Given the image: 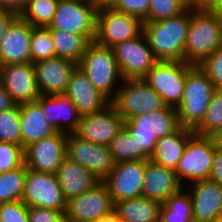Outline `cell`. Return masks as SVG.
Listing matches in <instances>:
<instances>
[{"mask_svg": "<svg viewBox=\"0 0 222 222\" xmlns=\"http://www.w3.org/2000/svg\"><path fill=\"white\" fill-rule=\"evenodd\" d=\"M64 95L74 104L80 116L99 112L111 103L78 66L70 75Z\"/></svg>", "mask_w": 222, "mask_h": 222, "instance_id": "44dd1931", "label": "cell"}, {"mask_svg": "<svg viewBox=\"0 0 222 222\" xmlns=\"http://www.w3.org/2000/svg\"><path fill=\"white\" fill-rule=\"evenodd\" d=\"M0 142H9L21 146L19 104L0 112Z\"/></svg>", "mask_w": 222, "mask_h": 222, "instance_id": "8d00e7d4", "label": "cell"}, {"mask_svg": "<svg viewBox=\"0 0 222 222\" xmlns=\"http://www.w3.org/2000/svg\"><path fill=\"white\" fill-rule=\"evenodd\" d=\"M183 188L174 170L159 166L151 160H145L142 197L163 204L171 195L180 192Z\"/></svg>", "mask_w": 222, "mask_h": 222, "instance_id": "603a6c76", "label": "cell"}, {"mask_svg": "<svg viewBox=\"0 0 222 222\" xmlns=\"http://www.w3.org/2000/svg\"><path fill=\"white\" fill-rule=\"evenodd\" d=\"M119 0H90L96 10L114 8Z\"/></svg>", "mask_w": 222, "mask_h": 222, "instance_id": "7dc6e473", "label": "cell"}, {"mask_svg": "<svg viewBox=\"0 0 222 222\" xmlns=\"http://www.w3.org/2000/svg\"><path fill=\"white\" fill-rule=\"evenodd\" d=\"M19 114L23 149L57 132L48 122L38 101L19 104Z\"/></svg>", "mask_w": 222, "mask_h": 222, "instance_id": "d4e9b609", "label": "cell"}, {"mask_svg": "<svg viewBox=\"0 0 222 222\" xmlns=\"http://www.w3.org/2000/svg\"><path fill=\"white\" fill-rule=\"evenodd\" d=\"M193 134L192 129L180 127L173 134L159 138L156 151L150 160L159 166L175 171L180 158L183 156L186 142Z\"/></svg>", "mask_w": 222, "mask_h": 222, "instance_id": "4316f807", "label": "cell"}, {"mask_svg": "<svg viewBox=\"0 0 222 222\" xmlns=\"http://www.w3.org/2000/svg\"><path fill=\"white\" fill-rule=\"evenodd\" d=\"M33 26L17 16L0 40V65L31 63V34Z\"/></svg>", "mask_w": 222, "mask_h": 222, "instance_id": "d6986e66", "label": "cell"}, {"mask_svg": "<svg viewBox=\"0 0 222 222\" xmlns=\"http://www.w3.org/2000/svg\"><path fill=\"white\" fill-rule=\"evenodd\" d=\"M37 101L41 104L48 122L57 131L69 134L77 130L80 115L64 94L40 95Z\"/></svg>", "mask_w": 222, "mask_h": 222, "instance_id": "cb8c5ba5", "label": "cell"}, {"mask_svg": "<svg viewBox=\"0 0 222 222\" xmlns=\"http://www.w3.org/2000/svg\"><path fill=\"white\" fill-rule=\"evenodd\" d=\"M56 57L71 60L78 64L87 46L91 43L86 37L71 32L51 29Z\"/></svg>", "mask_w": 222, "mask_h": 222, "instance_id": "f1b7e54d", "label": "cell"}, {"mask_svg": "<svg viewBox=\"0 0 222 222\" xmlns=\"http://www.w3.org/2000/svg\"><path fill=\"white\" fill-rule=\"evenodd\" d=\"M112 222H121L114 211L112 212Z\"/></svg>", "mask_w": 222, "mask_h": 222, "instance_id": "f5cc1de1", "label": "cell"}, {"mask_svg": "<svg viewBox=\"0 0 222 222\" xmlns=\"http://www.w3.org/2000/svg\"><path fill=\"white\" fill-rule=\"evenodd\" d=\"M186 188L189 189L193 204L194 222H216L222 219V186L219 183L208 179Z\"/></svg>", "mask_w": 222, "mask_h": 222, "instance_id": "7402d4cb", "label": "cell"}, {"mask_svg": "<svg viewBox=\"0 0 222 222\" xmlns=\"http://www.w3.org/2000/svg\"><path fill=\"white\" fill-rule=\"evenodd\" d=\"M115 163L142 160V148L123 126L109 144Z\"/></svg>", "mask_w": 222, "mask_h": 222, "instance_id": "d6a6232c", "label": "cell"}, {"mask_svg": "<svg viewBox=\"0 0 222 222\" xmlns=\"http://www.w3.org/2000/svg\"><path fill=\"white\" fill-rule=\"evenodd\" d=\"M27 0H0V9L8 10L19 16L26 6Z\"/></svg>", "mask_w": 222, "mask_h": 222, "instance_id": "ee69618b", "label": "cell"}, {"mask_svg": "<svg viewBox=\"0 0 222 222\" xmlns=\"http://www.w3.org/2000/svg\"><path fill=\"white\" fill-rule=\"evenodd\" d=\"M219 129H222V89L217 88L202 122L193 131L196 135L210 137Z\"/></svg>", "mask_w": 222, "mask_h": 222, "instance_id": "836d02e7", "label": "cell"}, {"mask_svg": "<svg viewBox=\"0 0 222 222\" xmlns=\"http://www.w3.org/2000/svg\"><path fill=\"white\" fill-rule=\"evenodd\" d=\"M211 0H196V7H205Z\"/></svg>", "mask_w": 222, "mask_h": 222, "instance_id": "f907efd6", "label": "cell"}, {"mask_svg": "<svg viewBox=\"0 0 222 222\" xmlns=\"http://www.w3.org/2000/svg\"><path fill=\"white\" fill-rule=\"evenodd\" d=\"M210 137L213 140L215 148L222 151V129H219Z\"/></svg>", "mask_w": 222, "mask_h": 222, "instance_id": "681fc988", "label": "cell"}, {"mask_svg": "<svg viewBox=\"0 0 222 222\" xmlns=\"http://www.w3.org/2000/svg\"><path fill=\"white\" fill-rule=\"evenodd\" d=\"M29 222H65L61 211L41 207H28Z\"/></svg>", "mask_w": 222, "mask_h": 222, "instance_id": "b9f144b4", "label": "cell"}, {"mask_svg": "<svg viewBox=\"0 0 222 222\" xmlns=\"http://www.w3.org/2000/svg\"><path fill=\"white\" fill-rule=\"evenodd\" d=\"M123 126V118L110 103L99 112L80 116L79 125L74 134L94 144L109 146Z\"/></svg>", "mask_w": 222, "mask_h": 222, "instance_id": "e0dca14e", "label": "cell"}, {"mask_svg": "<svg viewBox=\"0 0 222 222\" xmlns=\"http://www.w3.org/2000/svg\"><path fill=\"white\" fill-rule=\"evenodd\" d=\"M145 160L115 163L103 182L114 203L142 196Z\"/></svg>", "mask_w": 222, "mask_h": 222, "instance_id": "2e32d148", "label": "cell"}, {"mask_svg": "<svg viewBox=\"0 0 222 222\" xmlns=\"http://www.w3.org/2000/svg\"><path fill=\"white\" fill-rule=\"evenodd\" d=\"M209 179L222 186V151L216 149Z\"/></svg>", "mask_w": 222, "mask_h": 222, "instance_id": "7bdbcfd3", "label": "cell"}, {"mask_svg": "<svg viewBox=\"0 0 222 222\" xmlns=\"http://www.w3.org/2000/svg\"><path fill=\"white\" fill-rule=\"evenodd\" d=\"M188 7L187 0H150L148 13L143 22H157L175 17Z\"/></svg>", "mask_w": 222, "mask_h": 222, "instance_id": "d590c367", "label": "cell"}, {"mask_svg": "<svg viewBox=\"0 0 222 222\" xmlns=\"http://www.w3.org/2000/svg\"><path fill=\"white\" fill-rule=\"evenodd\" d=\"M198 67L207 75L216 88L222 89V43Z\"/></svg>", "mask_w": 222, "mask_h": 222, "instance_id": "f35d334b", "label": "cell"}, {"mask_svg": "<svg viewBox=\"0 0 222 222\" xmlns=\"http://www.w3.org/2000/svg\"><path fill=\"white\" fill-rule=\"evenodd\" d=\"M161 205L141 196L114 203V212L121 222H159Z\"/></svg>", "mask_w": 222, "mask_h": 222, "instance_id": "83f0119b", "label": "cell"}, {"mask_svg": "<svg viewBox=\"0 0 222 222\" xmlns=\"http://www.w3.org/2000/svg\"><path fill=\"white\" fill-rule=\"evenodd\" d=\"M76 66L73 61L59 57L33 63L40 95L64 94L70 75Z\"/></svg>", "mask_w": 222, "mask_h": 222, "instance_id": "ffe728a7", "label": "cell"}, {"mask_svg": "<svg viewBox=\"0 0 222 222\" xmlns=\"http://www.w3.org/2000/svg\"><path fill=\"white\" fill-rule=\"evenodd\" d=\"M216 89L198 65L187 73L182 99L175 108L180 127L194 130L202 122Z\"/></svg>", "mask_w": 222, "mask_h": 222, "instance_id": "5b68a950", "label": "cell"}, {"mask_svg": "<svg viewBox=\"0 0 222 222\" xmlns=\"http://www.w3.org/2000/svg\"><path fill=\"white\" fill-rule=\"evenodd\" d=\"M1 222H29L28 206L22 201L0 203Z\"/></svg>", "mask_w": 222, "mask_h": 222, "instance_id": "ab89813d", "label": "cell"}, {"mask_svg": "<svg viewBox=\"0 0 222 222\" xmlns=\"http://www.w3.org/2000/svg\"><path fill=\"white\" fill-rule=\"evenodd\" d=\"M59 0H27L26 6L19 15L35 27H49L56 12Z\"/></svg>", "mask_w": 222, "mask_h": 222, "instance_id": "1f68e13d", "label": "cell"}, {"mask_svg": "<svg viewBox=\"0 0 222 222\" xmlns=\"http://www.w3.org/2000/svg\"><path fill=\"white\" fill-rule=\"evenodd\" d=\"M149 3L150 0H119L114 9L144 21L148 13Z\"/></svg>", "mask_w": 222, "mask_h": 222, "instance_id": "60d3db41", "label": "cell"}, {"mask_svg": "<svg viewBox=\"0 0 222 222\" xmlns=\"http://www.w3.org/2000/svg\"><path fill=\"white\" fill-rule=\"evenodd\" d=\"M111 104L124 121L166 106L143 79H124Z\"/></svg>", "mask_w": 222, "mask_h": 222, "instance_id": "52a82bcc", "label": "cell"}, {"mask_svg": "<svg viewBox=\"0 0 222 222\" xmlns=\"http://www.w3.org/2000/svg\"><path fill=\"white\" fill-rule=\"evenodd\" d=\"M15 103L11 100L10 95L6 92L0 81V112L12 108Z\"/></svg>", "mask_w": 222, "mask_h": 222, "instance_id": "bcb514c9", "label": "cell"}, {"mask_svg": "<svg viewBox=\"0 0 222 222\" xmlns=\"http://www.w3.org/2000/svg\"><path fill=\"white\" fill-rule=\"evenodd\" d=\"M24 164V149L22 146L0 142V173H4Z\"/></svg>", "mask_w": 222, "mask_h": 222, "instance_id": "74e56055", "label": "cell"}, {"mask_svg": "<svg viewBox=\"0 0 222 222\" xmlns=\"http://www.w3.org/2000/svg\"><path fill=\"white\" fill-rule=\"evenodd\" d=\"M17 17V15L11 11L0 9V40L6 32V29L11 22Z\"/></svg>", "mask_w": 222, "mask_h": 222, "instance_id": "f6af8a7d", "label": "cell"}, {"mask_svg": "<svg viewBox=\"0 0 222 222\" xmlns=\"http://www.w3.org/2000/svg\"><path fill=\"white\" fill-rule=\"evenodd\" d=\"M0 81L15 104L37 101L40 97L32 63L0 65Z\"/></svg>", "mask_w": 222, "mask_h": 222, "instance_id": "ac0fdd59", "label": "cell"}, {"mask_svg": "<svg viewBox=\"0 0 222 222\" xmlns=\"http://www.w3.org/2000/svg\"><path fill=\"white\" fill-rule=\"evenodd\" d=\"M143 23V33L158 61H184L190 6L175 17Z\"/></svg>", "mask_w": 222, "mask_h": 222, "instance_id": "7a4b0ae2", "label": "cell"}, {"mask_svg": "<svg viewBox=\"0 0 222 222\" xmlns=\"http://www.w3.org/2000/svg\"><path fill=\"white\" fill-rule=\"evenodd\" d=\"M205 8L212 13L222 16V0H211Z\"/></svg>", "mask_w": 222, "mask_h": 222, "instance_id": "c3c4849f", "label": "cell"}, {"mask_svg": "<svg viewBox=\"0 0 222 222\" xmlns=\"http://www.w3.org/2000/svg\"><path fill=\"white\" fill-rule=\"evenodd\" d=\"M143 21L114 8L100 9L96 13L94 42L112 48L116 44L136 38L143 33Z\"/></svg>", "mask_w": 222, "mask_h": 222, "instance_id": "9c48e42d", "label": "cell"}, {"mask_svg": "<svg viewBox=\"0 0 222 222\" xmlns=\"http://www.w3.org/2000/svg\"><path fill=\"white\" fill-rule=\"evenodd\" d=\"M56 175L67 201L92 189L100 182L91 172L67 156L59 165Z\"/></svg>", "mask_w": 222, "mask_h": 222, "instance_id": "484cf974", "label": "cell"}, {"mask_svg": "<svg viewBox=\"0 0 222 222\" xmlns=\"http://www.w3.org/2000/svg\"><path fill=\"white\" fill-rule=\"evenodd\" d=\"M112 49L123 79H142L158 62L144 33Z\"/></svg>", "mask_w": 222, "mask_h": 222, "instance_id": "7c38bea8", "label": "cell"}, {"mask_svg": "<svg viewBox=\"0 0 222 222\" xmlns=\"http://www.w3.org/2000/svg\"><path fill=\"white\" fill-rule=\"evenodd\" d=\"M67 133L55 134L34 142L24 149V164L27 168L44 173L56 174L66 157Z\"/></svg>", "mask_w": 222, "mask_h": 222, "instance_id": "9a60e30c", "label": "cell"}, {"mask_svg": "<svg viewBox=\"0 0 222 222\" xmlns=\"http://www.w3.org/2000/svg\"><path fill=\"white\" fill-rule=\"evenodd\" d=\"M194 66L184 61H158L142 79L166 106L176 108L184 93L186 75Z\"/></svg>", "mask_w": 222, "mask_h": 222, "instance_id": "ba28073f", "label": "cell"}, {"mask_svg": "<svg viewBox=\"0 0 222 222\" xmlns=\"http://www.w3.org/2000/svg\"><path fill=\"white\" fill-rule=\"evenodd\" d=\"M124 127L135 138L138 148H142V160H150L159 138L173 134L180 128V124L176 109L165 106L124 121Z\"/></svg>", "mask_w": 222, "mask_h": 222, "instance_id": "3957f363", "label": "cell"}, {"mask_svg": "<svg viewBox=\"0 0 222 222\" xmlns=\"http://www.w3.org/2000/svg\"><path fill=\"white\" fill-rule=\"evenodd\" d=\"M215 150L213 140L209 136L194 133L187 140L183 156L175 170L184 188L195 182L209 179Z\"/></svg>", "mask_w": 222, "mask_h": 222, "instance_id": "8992f818", "label": "cell"}, {"mask_svg": "<svg viewBox=\"0 0 222 222\" xmlns=\"http://www.w3.org/2000/svg\"><path fill=\"white\" fill-rule=\"evenodd\" d=\"M159 222H194L193 204L188 189L183 188L171 195L161 205Z\"/></svg>", "mask_w": 222, "mask_h": 222, "instance_id": "f546056e", "label": "cell"}, {"mask_svg": "<svg viewBox=\"0 0 222 222\" xmlns=\"http://www.w3.org/2000/svg\"><path fill=\"white\" fill-rule=\"evenodd\" d=\"M187 1H188L189 6L196 7V0H187Z\"/></svg>", "mask_w": 222, "mask_h": 222, "instance_id": "db71d44e", "label": "cell"}, {"mask_svg": "<svg viewBox=\"0 0 222 222\" xmlns=\"http://www.w3.org/2000/svg\"><path fill=\"white\" fill-rule=\"evenodd\" d=\"M113 211L109 189L100 181L92 189L67 201L65 222H94Z\"/></svg>", "mask_w": 222, "mask_h": 222, "instance_id": "4fadbf2b", "label": "cell"}, {"mask_svg": "<svg viewBox=\"0 0 222 222\" xmlns=\"http://www.w3.org/2000/svg\"><path fill=\"white\" fill-rule=\"evenodd\" d=\"M22 202L28 207H41L65 214L67 200L56 174L36 172L27 168Z\"/></svg>", "mask_w": 222, "mask_h": 222, "instance_id": "8fae6325", "label": "cell"}, {"mask_svg": "<svg viewBox=\"0 0 222 222\" xmlns=\"http://www.w3.org/2000/svg\"><path fill=\"white\" fill-rule=\"evenodd\" d=\"M96 13L90 0H59L49 28L81 35L94 42Z\"/></svg>", "mask_w": 222, "mask_h": 222, "instance_id": "30bf717a", "label": "cell"}, {"mask_svg": "<svg viewBox=\"0 0 222 222\" xmlns=\"http://www.w3.org/2000/svg\"><path fill=\"white\" fill-rule=\"evenodd\" d=\"M222 43V16L205 7L190 6V23L184 49V62L199 65Z\"/></svg>", "mask_w": 222, "mask_h": 222, "instance_id": "6da1fadb", "label": "cell"}, {"mask_svg": "<svg viewBox=\"0 0 222 222\" xmlns=\"http://www.w3.org/2000/svg\"><path fill=\"white\" fill-rule=\"evenodd\" d=\"M100 222H112V213L100 217Z\"/></svg>", "mask_w": 222, "mask_h": 222, "instance_id": "816d5d0a", "label": "cell"}, {"mask_svg": "<svg viewBox=\"0 0 222 222\" xmlns=\"http://www.w3.org/2000/svg\"><path fill=\"white\" fill-rule=\"evenodd\" d=\"M27 167L0 173V203L22 201Z\"/></svg>", "mask_w": 222, "mask_h": 222, "instance_id": "4dcf8cb0", "label": "cell"}, {"mask_svg": "<svg viewBox=\"0 0 222 222\" xmlns=\"http://www.w3.org/2000/svg\"><path fill=\"white\" fill-rule=\"evenodd\" d=\"M31 63L56 57L51 29L49 27L32 28Z\"/></svg>", "mask_w": 222, "mask_h": 222, "instance_id": "e575fe53", "label": "cell"}, {"mask_svg": "<svg viewBox=\"0 0 222 222\" xmlns=\"http://www.w3.org/2000/svg\"><path fill=\"white\" fill-rule=\"evenodd\" d=\"M66 156L103 181L115 162L109 146L83 140L74 133L67 134Z\"/></svg>", "mask_w": 222, "mask_h": 222, "instance_id": "5bb4252c", "label": "cell"}, {"mask_svg": "<svg viewBox=\"0 0 222 222\" xmlns=\"http://www.w3.org/2000/svg\"><path fill=\"white\" fill-rule=\"evenodd\" d=\"M77 66L103 96L110 102L114 99L124 79L112 48L91 42Z\"/></svg>", "mask_w": 222, "mask_h": 222, "instance_id": "277c9868", "label": "cell"}]
</instances>
